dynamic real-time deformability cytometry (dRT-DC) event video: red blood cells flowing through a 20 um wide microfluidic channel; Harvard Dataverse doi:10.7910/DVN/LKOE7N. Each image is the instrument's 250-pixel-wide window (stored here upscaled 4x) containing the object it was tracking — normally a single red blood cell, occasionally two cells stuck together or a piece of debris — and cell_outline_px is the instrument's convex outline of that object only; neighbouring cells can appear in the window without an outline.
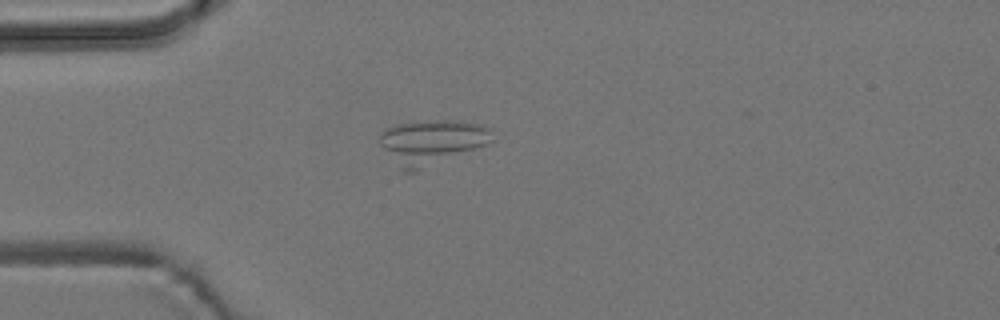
{"species": "common noctule bat (a hibernating species)", "species_latin": "Nyctalus noctula", "temperature_condition": "room temperature", "stored_images_in_passage": 43, "segment_of_instrument_passage": [1, 2], "camera_frame_rate_fps": 3000, "um_per_image_px": 0.085, "animal": {"sex": "male", "body_mass_g": 19.2, "forearm_length_mm": 51.8}, "frame": {"image": 1, "passage_image": 3, "time_ms": 0.667, "image_size_px": [1000, 320], "cell_outline_px": [[492, 140], [488, 144], [416, 172], [404, 172], [400, 168], [380, 144], [380, 132], [384, 128], [396, 124], [416, 120], [460, 120], [480, 124], [492, 128]], "centroid_in_image_um": [36.7, 12.05], "position_along_channel_um": 48.3, "area_um2": 29.65}}